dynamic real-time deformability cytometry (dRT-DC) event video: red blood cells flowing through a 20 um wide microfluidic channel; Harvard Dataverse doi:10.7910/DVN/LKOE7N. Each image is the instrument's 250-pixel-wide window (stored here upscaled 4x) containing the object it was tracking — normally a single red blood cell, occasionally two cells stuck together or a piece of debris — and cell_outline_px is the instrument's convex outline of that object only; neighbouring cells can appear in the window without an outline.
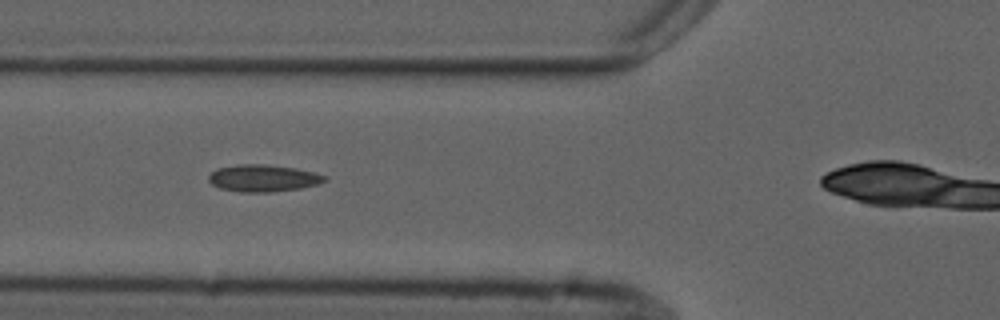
{"species": "common noctule bat (a hibernating species)", "species_latin": "Nyctalus noctula", "temperature_condition": "cold", "stored_images_in_passage": 4, "camera_frame_rate_fps": 3000, "um_per_image_px": 0.085, "animal": {"sex": "male", "forearm_length_mm": 52.5}, "frame": {"image": 1, "passage_image": 3, "time_ms": 3.0, "image_size_px": [1000, 320], "cell_outline_px": [[328, 180], [316, 184], [300, 188], [272, 192], [240, 192], [220, 188], [212, 184], [208, 180], [208, 176], [216, 168], [236, 164], [260, 164], [296, 168], [316, 172], [328, 176]], "centroid_in_image_um": [22.37, 15.14], "position_along_channel_um": 103.4, "area_um2": 18.38}}